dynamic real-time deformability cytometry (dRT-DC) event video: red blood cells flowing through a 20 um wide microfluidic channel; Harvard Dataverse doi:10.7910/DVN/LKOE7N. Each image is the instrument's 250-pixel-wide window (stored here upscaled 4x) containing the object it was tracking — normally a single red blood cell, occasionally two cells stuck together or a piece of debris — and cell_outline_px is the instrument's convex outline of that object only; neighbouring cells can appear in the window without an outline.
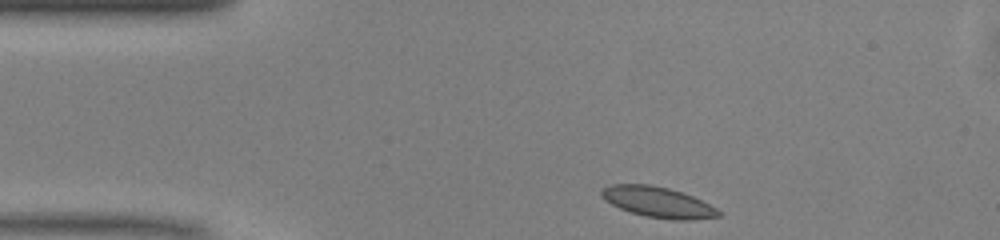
{"species": "common noctule bat (a hibernating species)", "species_latin": "Nyctalus noctula", "temperature_condition": "warm", "stored_images_in_passage": 42, "camera_frame_rate_fps": 3000, "um_per_image_px": 0.085, "animal": {"sex": "male", "body_mass_g": 13.0, "forearm_length_mm": 53.1}, "frame": {"image": 1, "passage_image": 1, "time_ms": 0.0, "image_size_px": [1000, 240], "cell_outline_px": [[720, 216], [692, 220], [672, 220], [644, 216], [620, 208], [604, 200], [600, 196], [600, 192], [604, 188], [612, 184], [648, 184], [668, 188], [692, 196], [716, 208], [720, 212]], "centroid_in_image_um": [55.9, 17.19], "position_along_channel_um": 29.1, "area_um2": 20.69}}
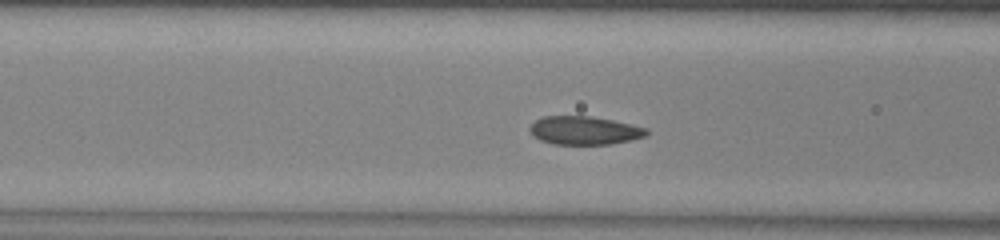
{"frame": {"image": 2, "passage_image": 11, "time_ms": 3.333, "image_size_px": [1000, 240], "cell_outline_px": [[648, 132], [644, 136], [632, 140], [608, 144], [556, 144], [540, 140], [532, 136], [528, 128], [536, 120], [544, 116], [588, 116], [612, 120], [648, 128]], "centroid_in_image_um": [49.65, 11.09], "position_along_channel_um": 117.0, "area_um2": 19.19}}
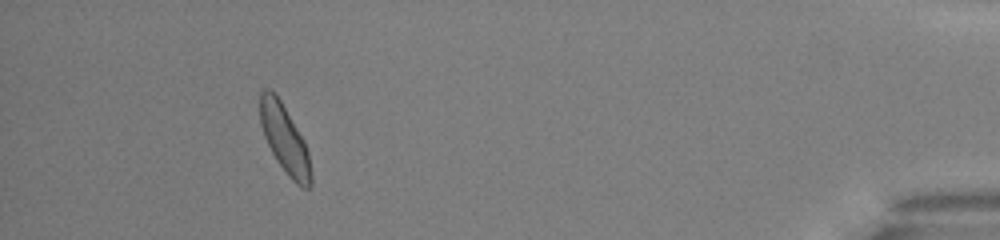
{"frame": {"image": 3, "passage_image": 38, "time_ms": 12.333, "image_size_px": [1000, 240], "cell_outline_px": [[312, 184], [308, 188], [300, 188], [288, 176], [276, 160], [264, 136], [260, 124], [260, 92], [264, 88], [272, 88], [276, 92], [304, 140], [308, 152], [312, 172]], "centroid_in_image_um": [24.2, 11.81], "position_along_channel_um": 411.0, "area_um2": 20.52}, "authors_computed_cell_mechanics": {"area_um2": 19.7387, "velocity_mm_per_s": 4.0522, "shape_relaxation_time_tau1_ms": 2.5356, "shape_relaxation_time_tau2_ms": 10.8367, "deformation_change_tau1": 0.0829, "deformation_change_tau2": 0.098}}